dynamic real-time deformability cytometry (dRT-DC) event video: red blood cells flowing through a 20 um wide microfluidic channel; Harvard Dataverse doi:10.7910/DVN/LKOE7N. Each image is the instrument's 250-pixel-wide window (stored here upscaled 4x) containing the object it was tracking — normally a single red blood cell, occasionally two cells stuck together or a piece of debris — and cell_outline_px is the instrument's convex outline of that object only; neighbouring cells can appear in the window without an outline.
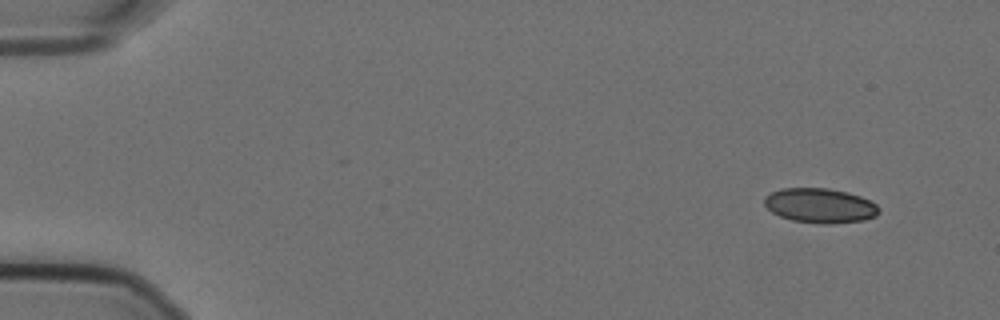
{"species": "Egyptian fruit bat (a non-hibernating species)", "species_latin": "Rousettus aegyptiacus", "temperature_condition": "cold", "stored_images_in_passage": 53, "camera_frame_rate_fps": 3000, "um_per_image_px": 0.085, "animal": {"sex": "female"}, "frame": {"image": 1, "passage_image": 1, "time_ms": 0.0, "image_size_px": [1000, 320], "cell_outline_px": [[880, 212], [876, 216], [864, 220], [832, 224], [820, 224], [792, 220], [780, 216], [772, 212], [764, 204], [764, 196], [780, 188], [828, 188], [848, 192], [860, 196], [876, 204], [880, 208]], "centroid_in_image_um": [69.71, 17.47], "position_along_channel_um": 15.3, "area_um2": 23.29}}
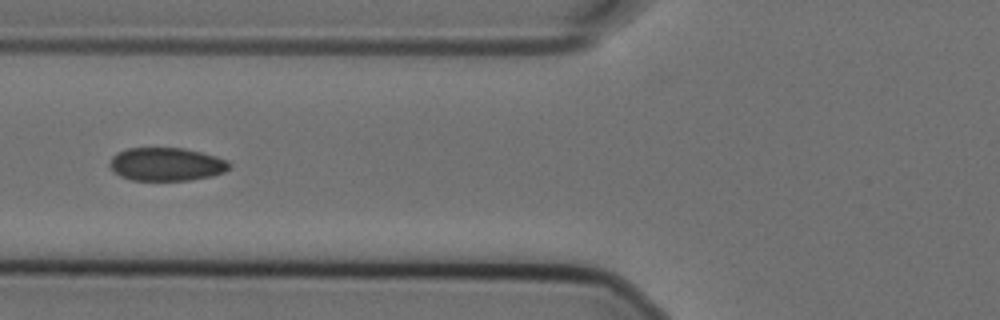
{"frame": {"image": 2, "passage_image": 19, "time_ms": 6.0, "image_size_px": [1000, 320], "cell_outline_px": [[232, 164], [224, 172], [212, 176], [188, 180], [132, 180], [120, 176], [108, 164], [112, 156], [116, 152], [128, 148], [184, 148], [216, 156], [228, 160]], "centroid_in_image_um": [14.14, 13.95], "position_along_channel_um": 111.7, "area_um2": 23.18}}
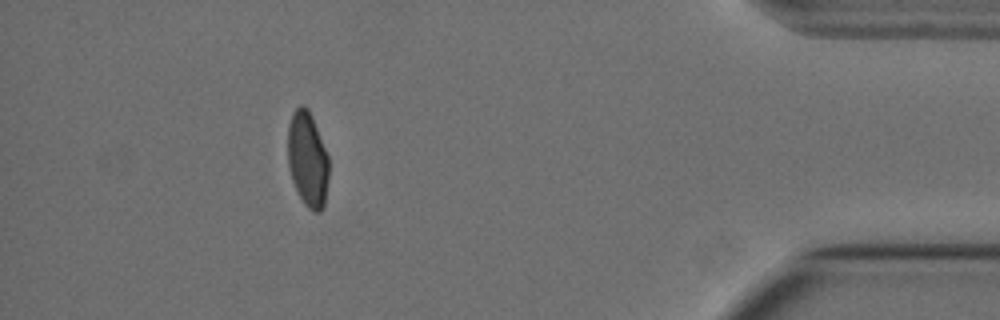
{"frame": {"image": 3, "passage_image": 48, "time_ms": 15.667, "image_size_px": [1000, 320], "cell_outline_px": [[328, 180], [324, 208], [320, 212], [312, 212], [304, 204], [292, 180], [288, 168], [288, 124], [292, 112], [300, 104], [304, 104], [308, 108], [312, 116], [328, 156]], "centroid_in_image_um": [26.14, 13.53], "position_along_channel_um": 409.1, "area_um2": 22.95}, "authors_computed_cell_mechanics": {"area_um2": 23.8136, "velocity_mm_per_s": 3.5741, "shape_relaxation_time_tau1_ms": null, "shape_relaxation_time_tau2_ms": 1.3661, "deformation_change_tau1": null, "deformation_change_tau2": 0.0315}}